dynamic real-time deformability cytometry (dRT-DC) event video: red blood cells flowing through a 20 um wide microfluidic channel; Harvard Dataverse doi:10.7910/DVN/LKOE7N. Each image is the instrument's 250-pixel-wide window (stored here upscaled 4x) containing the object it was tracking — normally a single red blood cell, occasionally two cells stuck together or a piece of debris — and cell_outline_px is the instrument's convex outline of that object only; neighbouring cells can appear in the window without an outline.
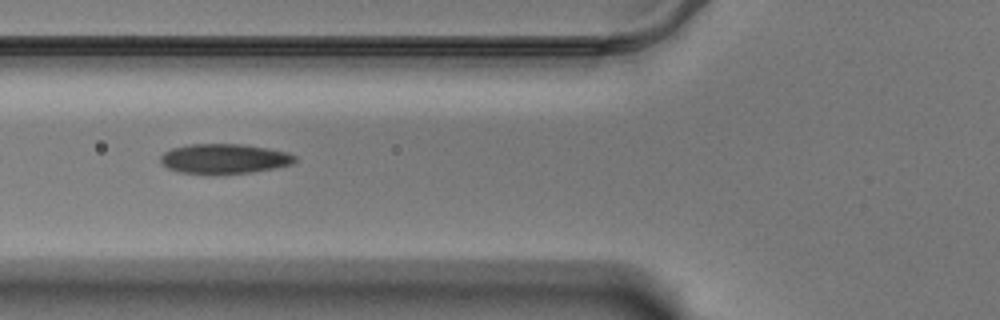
{"species": "Egyptian fruit bat (a non-hibernating species)", "species_latin": "Rousettus aegyptiacus", "temperature_condition": "warm", "stored_images_in_passage": 17, "camera_frame_rate_fps": 3000, "um_per_image_px": 0.085, "animal": {"sex": "male"}, "frame": {"image": 1, "passage_image": 6, "time_ms": 1.667, "image_size_px": [1000, 320], "cell_outline_px": [[296, 160], [292, 164], [272, 168], [248, 172], [176, 172], [160, 164], [160, 156], [164, 152], [172, 148], [188, 144], [244, 144], [268, 148], [288, 152], [296, 156]], "centroid_in_image_um": [19.04, 13.45], "position_along_channel_um": 106.8, "area_um2": 22.89}}